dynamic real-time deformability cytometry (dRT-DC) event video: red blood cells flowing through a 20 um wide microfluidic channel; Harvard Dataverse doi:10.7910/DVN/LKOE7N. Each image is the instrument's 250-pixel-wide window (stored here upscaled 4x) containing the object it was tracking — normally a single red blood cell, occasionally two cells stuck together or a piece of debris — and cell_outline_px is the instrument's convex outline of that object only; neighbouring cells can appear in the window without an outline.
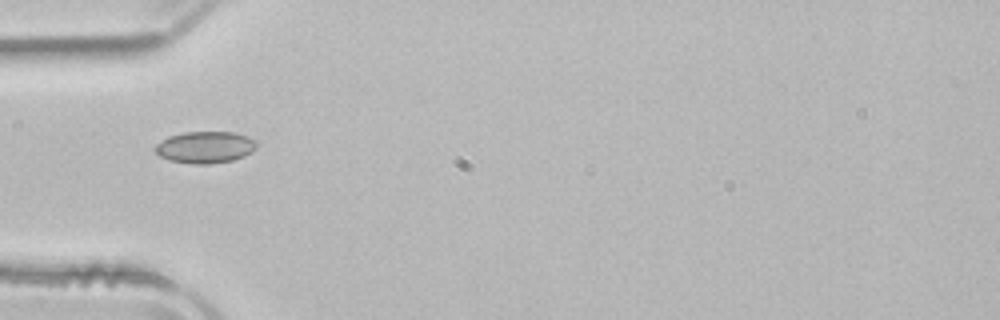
{"species": "common noctule bat (a hibernating species)", "species_latin": "Nyctalus noctula", "temperature_condition": "room temperature", "stored_images_in_passage": 20, "camera_frame_rate_fps": 3000, "um_per_image_px": 0.085, "animal": {"sex": "male", "body_mass_g": 21.5, "forearm_length_mm": 52.0}, "frame": {"image": 1, "passage_image": 1, "time_ms": 0.0, "image_size_px": [1000, 320], "cell_outline_px": [[256, 148], [252, 152], [244, 156], [232, 160], [208, 164], [196, 164], [168, 160], [160, 156], [152, 148], [156, 144], [168, 136], [184, 132], [236, 132], [248, 136], [256, 140]], "centroid_in_image_um": [17.43, 12.5], "position_along_channel_um": 67.6, "area_um2": 18.9}}
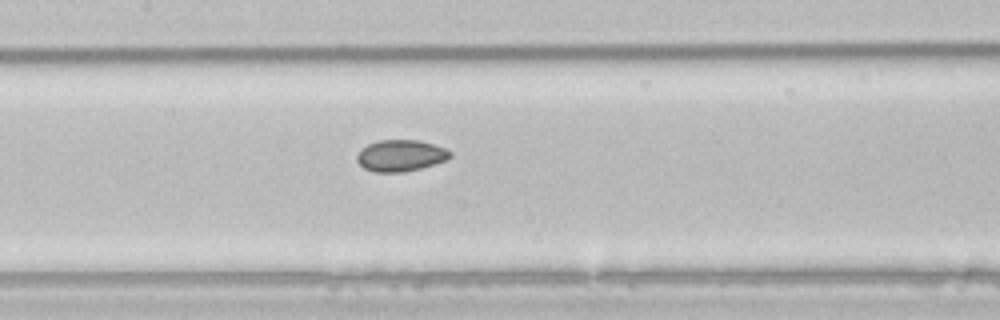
{"frame": {"image": 2, "passage_image": 9, "time_ms": 2.667, "image_size_px": [1000, 320], "cell_outline_px": [[452, 156], [448, 160], [420, 168], [404, 172], [376, 172], [364, 168], [356, 160], [356, 156], [368, 144], [380, 140], [420, 140], [444, 148], [452, 152]], "centroid_in_image_um": [34.08, 13.23], "position_along_channel_um": 173.3, "area_um2": 16.99}}
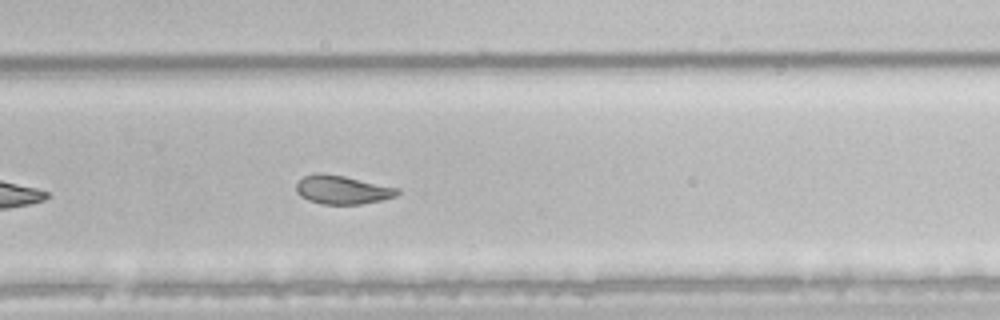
{"frame": {"image": 3, "passage_image": 20, "time_ms": 6.333, "image_size_px": [1000, 320], "cell_outline_px": [[400, 192], [396, 196], [380, 200], [360, 204], [320, 204], [308, 200], [300, 196], [296, 192], [296, 184], [304, 176], [320, 172], [344, 176], [400, 188]], "centroid_in_image_um": [29.09, 16.13], "position_along_channel_um": 300.7, "area_um2": 16.88}}